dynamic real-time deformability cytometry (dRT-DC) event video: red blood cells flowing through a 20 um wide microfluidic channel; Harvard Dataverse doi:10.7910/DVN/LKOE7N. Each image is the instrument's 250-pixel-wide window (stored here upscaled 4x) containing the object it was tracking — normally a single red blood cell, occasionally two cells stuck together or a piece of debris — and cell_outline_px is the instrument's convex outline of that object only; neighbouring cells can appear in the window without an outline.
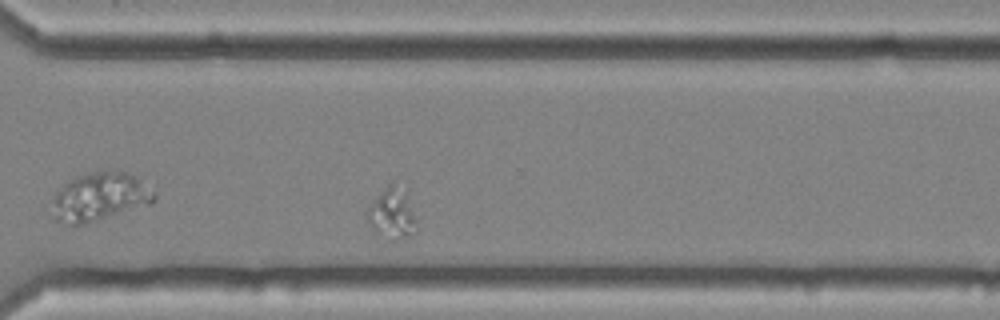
{"species": "common noctule bat (a hibernating species)", "species_latin": "Nyctalus noctula", "temperature_condition": "cold", "stored_images_in_passage": 43, "camera_frame_rate_fps": 3000, "um_per_image_px": 0.085, "animal": {"sex": "female", "body_mass_g": 25.1}, "frame": {"image": 1, "passage_image": 39, "time_ms": 12.667, "image_size_px": [1000, 320], "cell_outline_px": [[416, 232], [412, 236], [396, 244], [392, 244], [376, 236], [372, 232], [364, 212], [368, 204], [388, 184], [392, 184], [408, 188], [416, 220]], "centroid_in_image_um": [33.32, 18.25], "position_along_channel_um": 337.3, "area_um2": 16.24}}